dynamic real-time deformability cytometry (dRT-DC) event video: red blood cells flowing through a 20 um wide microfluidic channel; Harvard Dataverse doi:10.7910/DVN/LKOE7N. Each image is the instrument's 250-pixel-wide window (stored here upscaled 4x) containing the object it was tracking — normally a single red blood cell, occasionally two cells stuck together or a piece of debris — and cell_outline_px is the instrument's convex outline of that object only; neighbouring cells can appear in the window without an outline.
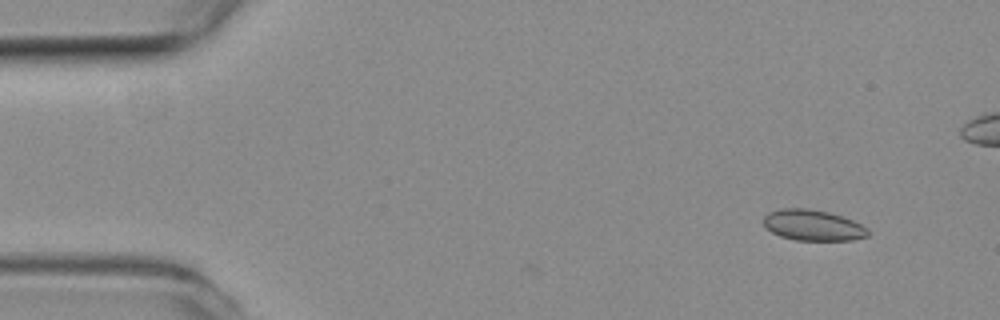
{"species": "common noctule bat (a hibernating species)", "species_latin": "Nyctalus noctula", "temperature_condition": "room temperature", "stored_images_in_passage": 38, "camera_frame_rate_fps": 3000, "um_per_image_px": 0.085, "animal": {"sex": "female", "body_mass_g": 19.3, "forearm_length_mm": 54.1}, "frame": {"image": 1, "passage_image": 1, "time_ms": 0.0, "image_size_px": [1000, 320], "cell_outline_px": [[868, 236], [852, 240], [796, 240], [780, 236], [772, 232], [764, 224], [764, 216], [768, 212], [780, 208], [808, 208], [828, 212], [852, 220], [868, 228]], "centroid_in_image_um": [69.09, 19.14], "position_along_channel_um": 15.9, "area_um2": 18.67}}
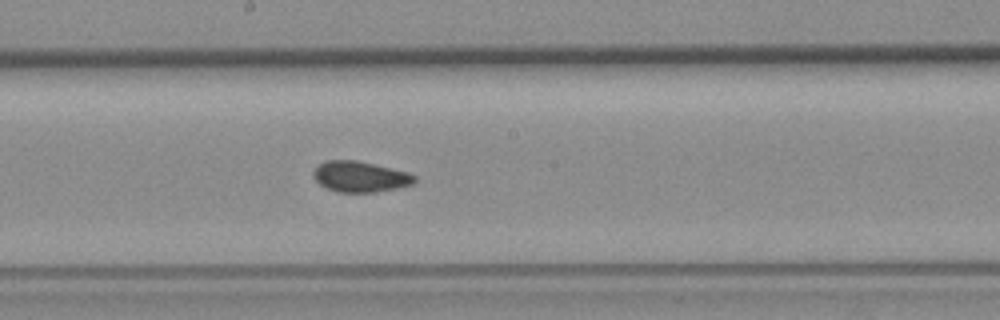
{"frame": {"image": 2, "passage_image": 25, "time_ms": 8.0, "image_size_px": [1000, 320], "cell_outline_px": [[416, 180], [412, 184], [396, 188], [376, 192], [336, 192], [320, 184], [312, 176], [312, 172], [320, 164], [328, 160], [356, 160], [408, 172], [416, 176]], "centroid_in_image_um": [30.61, 15.02], "position_along_channel_um": 217.6, "area_um2": 17.98}}
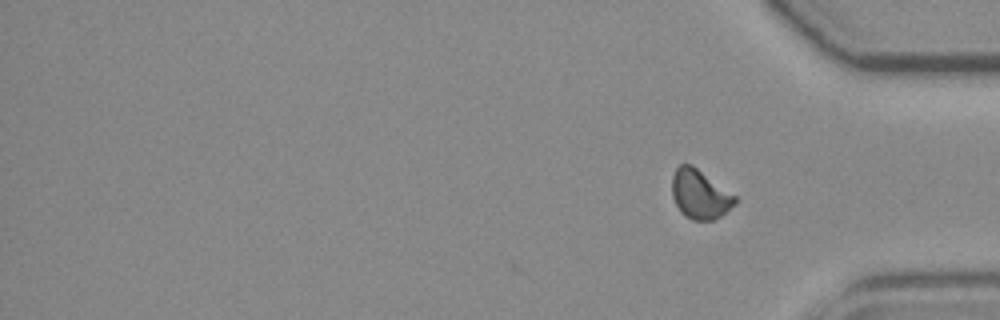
{"frame": {"image": 3, "passage_image": 38, "time_ms": 12.333, "image_size_px": [1000, 320], "cell_outline_px": [[736, 204], [720, 216], [712, 220], [692, 220], [684, 216], [680, 212], [672, 196], [672, 176], [676, 168], [680, 164], [692, 164], [736, 196]], "centroid_in_image_um": [59.47, 16.51], "position_along_channel_um": 375.7, "area_um2": 18.03}, "authors_computed_cell_mechanics": {"area_um2": 18.1781, "velocity_mm_per_s": 3.7788, "shape_relaxation_time_tau1_ms": null, "shape_relaxation_time_tau2_ms": 2.016, "deformation_change_tau1": null, "deformation_change_tau2": 0.0411}}